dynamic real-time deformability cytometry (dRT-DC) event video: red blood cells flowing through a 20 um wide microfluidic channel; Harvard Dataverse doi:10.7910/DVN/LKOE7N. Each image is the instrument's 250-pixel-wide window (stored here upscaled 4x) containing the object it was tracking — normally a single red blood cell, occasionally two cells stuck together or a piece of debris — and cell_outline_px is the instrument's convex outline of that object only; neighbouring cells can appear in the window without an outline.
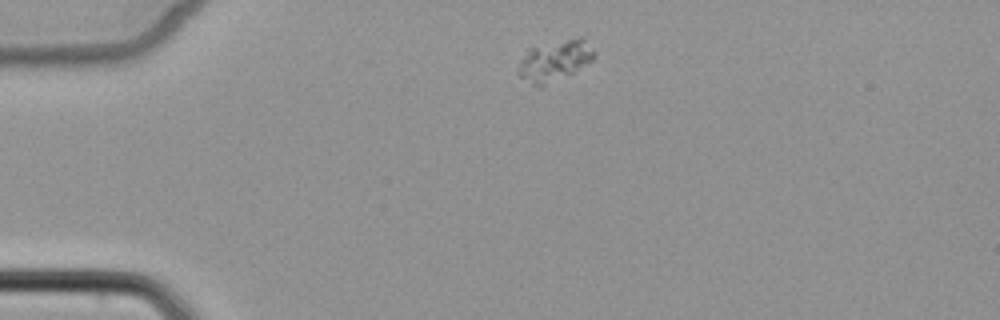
{"species": "common noctule bat (a hibernating species)", "species_latin": "Nyctalus noctula", "temperature_condition": "cold", "stored_images_in_passage": 2, "camera_frame_rate_fps": 3000, "um_per_image_px": 0.085, "animal": {"sex": "female", "body_mass_g": 22.7, "forearm_length_mm": 54.2}, "frame": {"image": 1, "passage_image": 1, "time_ms": 0.0, "image_size_px": [1000, 320], "cell_outline_px": [[596, 56], [592, 60], [572, 72], [540, 88], [532, 84], [520, 76], [516, 72], [516, 68], [520, 60], [528, 48], [580, 36], [596, 52]], "centroid_in_image_um": [47.11, 5.15], "position_along_channel_um": 37.9, "area_um2": 17.92}}